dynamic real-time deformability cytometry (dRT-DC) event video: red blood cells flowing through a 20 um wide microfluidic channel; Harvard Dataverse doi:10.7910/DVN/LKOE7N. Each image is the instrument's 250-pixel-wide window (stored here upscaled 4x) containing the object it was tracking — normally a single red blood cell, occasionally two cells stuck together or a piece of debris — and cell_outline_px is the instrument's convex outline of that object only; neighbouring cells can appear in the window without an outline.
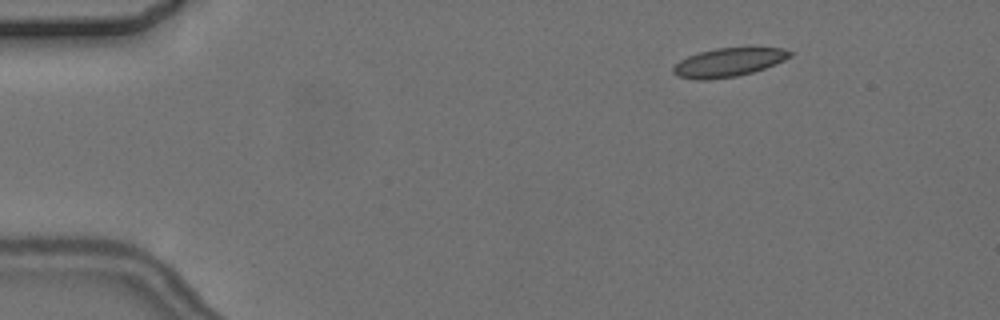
{"species": "common noctule bat (a hibernating species)", "species_latin": "Nyctalus noctula", "temperature_condition": "cold", "stored_images_in_passage": 8, "camera_frame_rate_fps": 3000, "um_per_image_px": 0.085, "animal": {"sex": "female", "body_mass_g": 24.6, "forearm_length_mm": 56.2}, "frame": {"image": 1, "passage_image": 1, "time_ms": 0.0, "image_size_px": [1000, 320], "cell_outline_px": [[792, 56], [784, 60], [764, 68], [752, 72], [736, 76], [708, 80], [696, 80], [676, 76], [672, 72], [672, 68], [680, 60], [688, 56], [700, 52], [716, 48], [784, 48], [792, 52]], "centroid_in_image_um": [61.89, 5.31], "position_along_channel_um": 23.1, "area_um2": 19.36}}
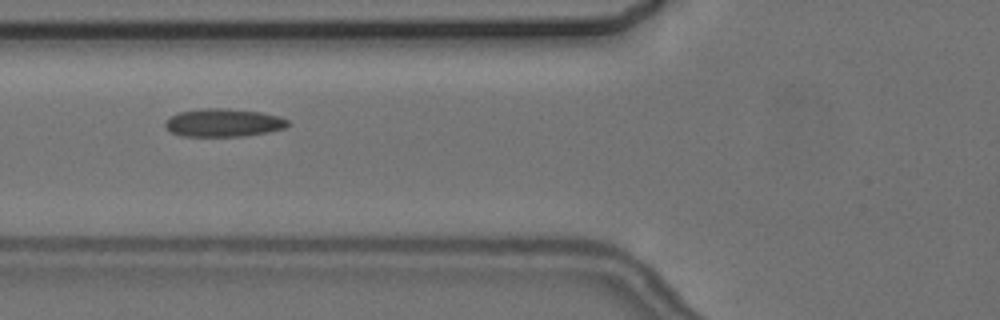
{"frame": {"image": 2, "passage_image": 5, "time_ms": 4.667, "image_size_px": [1000, 320], "cell_outline_px": [[292, 124], [284, 128], [268, 132], [244, 136], [180, 136], [172, 132], [164, 124], [172, 116], [180, 112], [204, 108], [224, 108], [260, 112], [280, 116], [288, 120]], "centroid_in_image_um": [19.05, 10.43], "position_along_channel_um": 106.7, "area_um2": 19.94}}
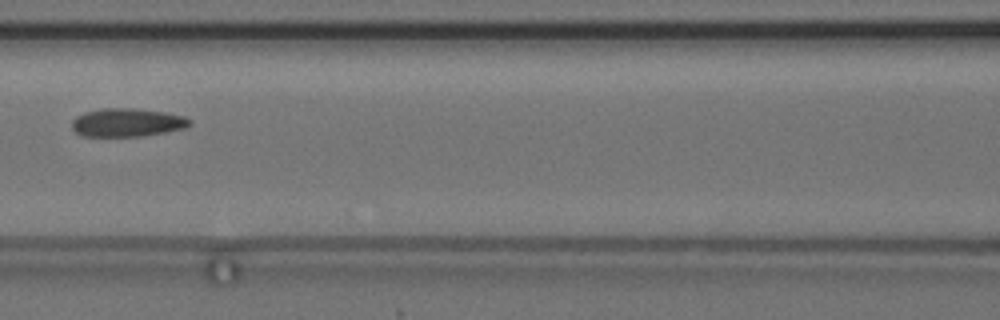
{"frame": {"image": 3, "passage_image": 6, "time_ms": 6.0, "image_size_px": [1000, 320], "cell_outline_px": [[192, 124], [184, 128], [144, 136], [80, 136], [72, 128], [72, 120], [76, 116], [84, 112], [100, 108], [132, 108], [164, 112], [184, 116], [192, 120]], "centroid_in_image_um": [10.79, 10.41], "position_along_channel_um": 155.8, "area_um2": 19.54}}